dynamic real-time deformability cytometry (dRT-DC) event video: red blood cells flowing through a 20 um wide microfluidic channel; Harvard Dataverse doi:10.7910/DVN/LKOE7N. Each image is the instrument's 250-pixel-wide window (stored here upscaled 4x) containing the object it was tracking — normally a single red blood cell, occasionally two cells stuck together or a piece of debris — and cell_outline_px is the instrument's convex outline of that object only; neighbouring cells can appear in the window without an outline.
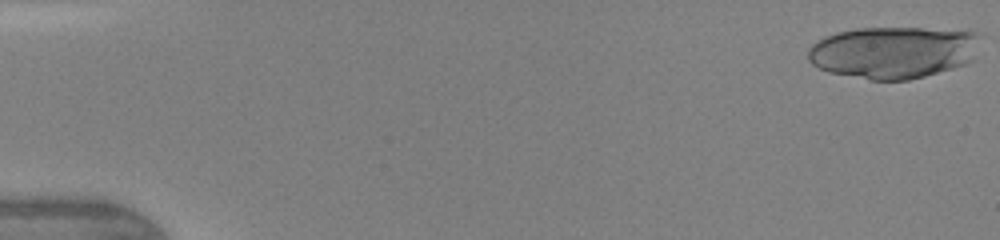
{"species": "human", "species_latin": "Homo sapiens", "temperature_condition": "warm", "stored_images_in_passage": 45, "camera_frame_rate_fps": 3000, "um_per_image_px": 0.085, "donor": {"sex": "female"}, "frame": {"image": 1, "passage_image": 1, "time_ms": 0.0, "image_size_px": [1000, 240], "cell_outline_px": [[984, 36], [972, 60], [964, 64], [952, 68], [924, 76], [908, 80], [872, 80], [828, 72], [812, 64], [808, 60], [808, 48], [816, 40], [824, 36], [836, 32], [856, 28], [968, 28]], "centroid_in_image_um": [75.99, 4.41], "position_along_channel_um": 9.0, "area_um2": 53.29}}
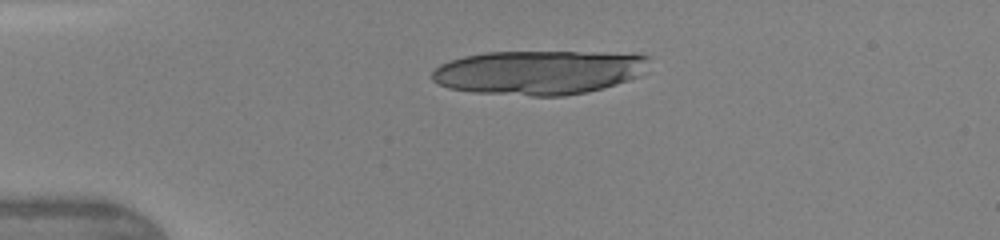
{"frame": {"image": 2, "passage_image": 11, "time_ms": 3.333, "image_size_px": [1000, 240], "cell_outline_px": [[648, 60], [636, 76], [628, 80], [604, 88], [588, 92], [564, 96], [532, 96], [472, 92], [448, 88], [432, 80], [432, 72], [440, 64], [448, 60], [464, 56], [484, 52], [632, 52], [648, 56]], "centroid_in_image_um": [45.77, 6.14], "position_along_channel_um": 39.2, "area_um2": 56.07}, "authors_computed_cell_mechanics": {"area_um2": 36.2406, "velocity_mm_per_s": 4.4062, "shape_relaxation_time_tau1_ms": 3.9573, "shape_relaxation_time_tau2_ms": 0.6333, "deformation_change_tau1": 0.2196, "deformation_change_tau2": 0.0924}}